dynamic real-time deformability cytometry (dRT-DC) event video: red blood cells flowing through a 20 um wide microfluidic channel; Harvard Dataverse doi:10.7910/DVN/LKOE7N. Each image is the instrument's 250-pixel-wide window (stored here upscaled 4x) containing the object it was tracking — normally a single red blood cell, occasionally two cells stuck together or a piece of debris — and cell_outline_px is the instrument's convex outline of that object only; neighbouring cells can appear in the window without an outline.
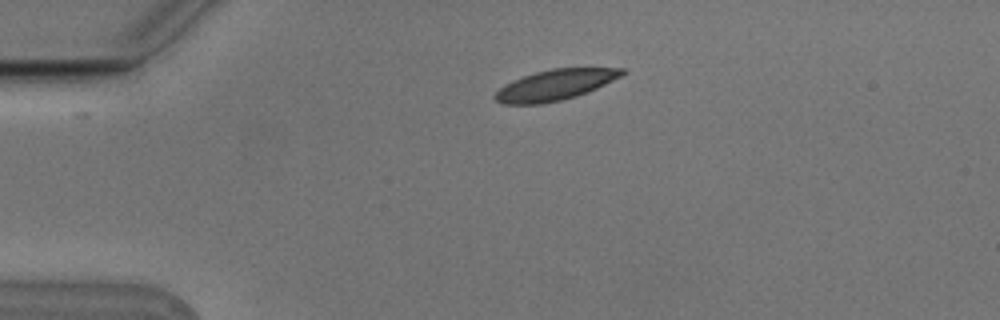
{"species": "Egyptian fruit bat (a non-hibernating species)", "species_latin": "Rousettus aegyptiacus", "temperature_condition": "cold", "stored_images_in_passage": 3, "camera_frame_rate_fps": 3000, "um_per_image_px": 0.085, "animal": {"sex": "male"}, "frame": {"image": 1, "passage_image": 1, "time_ms": 0.0, "image_size_px": [1000, 320], "cell_outline_px": [[628, 72], [588, 92], [576, 96], [560, 100], [540, 104], [504, 104], [496, 100], [492, 96], [504, 84], [512, 80], [536, 72], [552, 68], [624, 68]], "centroid_in_image_um": [47.17, 7.22], "position_along_channel_um": 37.8, "area_um2": 22.48}}